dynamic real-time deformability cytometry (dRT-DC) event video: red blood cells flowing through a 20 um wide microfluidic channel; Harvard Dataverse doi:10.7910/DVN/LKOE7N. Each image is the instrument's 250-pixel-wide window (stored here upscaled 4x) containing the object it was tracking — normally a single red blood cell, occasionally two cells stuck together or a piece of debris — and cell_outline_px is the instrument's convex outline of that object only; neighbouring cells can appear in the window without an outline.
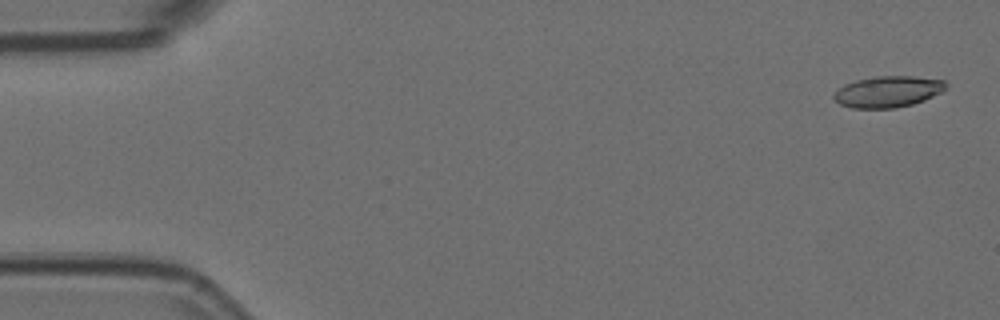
{"species": "Egyptian fruit bat (a non-hibernating species)", "species_latin": "Rousettus aegyptiacus", "temperature_condition": "room temperature", "stored_images_in_passage": 48, "camera_frame_rate_fps": 3000, "um_per_image_px": 0.085, "animal": {"sex": "female"}, "frame": {"image": 1, "passage_image": 2, "time_ms": 0.333, "image_size_px": [1000, 320], "cell_outline_px": [[948, 84], [940, 92], [924, 100], [912, 104], [896, 108], [852, 108], [840, 104], [832, 96], [844, 84], [856, 80], [872, 76], [912, 76], [944, 80]], "centroid_in_image_um": [75.46, 7.78], "position_along_channel_um": 9.5, "area_um2": 20.29}}
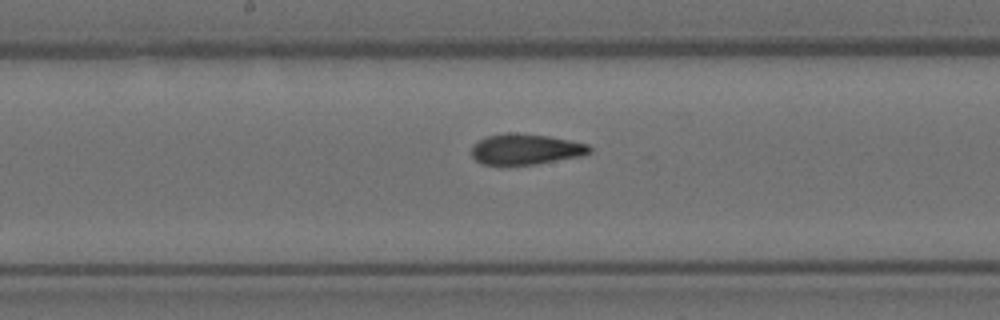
{"frame": {"image": 2, "passage_image": 28, "time_ms": 9.0, "image_size_px": [1000, 320], "cell_outline_px": [[592, 152], [584, 156], [536, 164], [480, 164], [472, 156], [472, 144], [488, 136], [548, 136], [588, 144], [592, 148]], "centroid_in_image_um": [44.76, 12.74], "position_along_channel_um": 203.4, "area_um2": 20.17}}
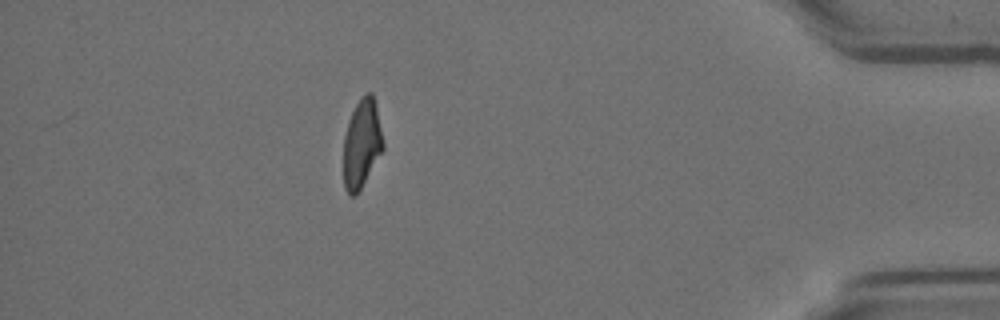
{"frame": {"image": 3, "passage_image": 48, "time_ms": 15.667, "image_size_px": [1000, 320], "cell_outline_px": [[384, 148], [356, 196], [348, 196], [344, 188], [344, 136], [348, 120], [356, 104], [364, 92], [372, 92], [376, 108], [384, 144]], "centroid_in_image_um": [30.73, 12.22], "position_along_channel_um": 404.5, "area_um2": 20.35}, "authors_computed_cell_mechanics": {"area_um2": 21.3571, "velocity_mm_per_s": 3.7562, "shape_relaxation_time_tau1_ms": null, "shape_relaxation_time_tau2_ms": 1.7011, "deformation_change_tau1": null, "deformation_change_tau2": 0.0794}}